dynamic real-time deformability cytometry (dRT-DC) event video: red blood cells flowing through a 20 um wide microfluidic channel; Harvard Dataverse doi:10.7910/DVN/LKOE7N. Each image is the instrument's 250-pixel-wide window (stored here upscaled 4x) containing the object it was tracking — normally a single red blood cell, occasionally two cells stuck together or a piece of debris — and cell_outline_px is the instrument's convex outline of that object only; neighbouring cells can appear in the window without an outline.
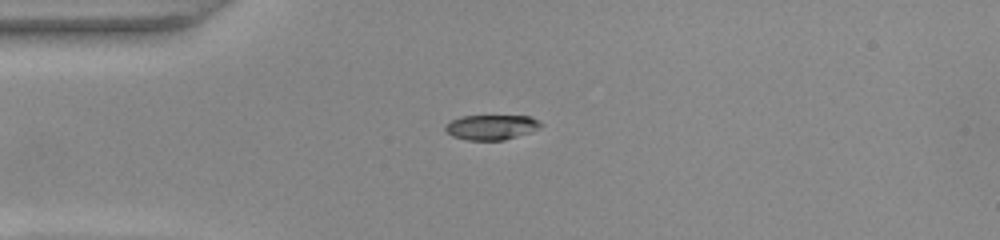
{"species": "common noctule bat (a hibernating species)", "species_latin": "Nyctalus noctula", "temperature_condition": "warm", "stored_images_in_passage": 13, "camera_frame_rate_fps": 3000, "um_per_image_px": 0.085, "animal": {"sex": "female", "body_mass_g": 22.0, "forearm_length_mm": 56.7}, "frame": {"image": 1, "passage_image": 1, "time_ms": 0.0, "image_size_px": [1000, 240], "cell_outline_px": [[544, 124], [540, 128], [532, 132], [504, 140], [468, 140], [452, 136], [444, 128], [444, 124], [460, 116], [532, 116], [540, 120]], "centroid_in_image_um": [41.81, 10.8], "position_along_channel_um": 43.2, "area_um2": 14.1}}
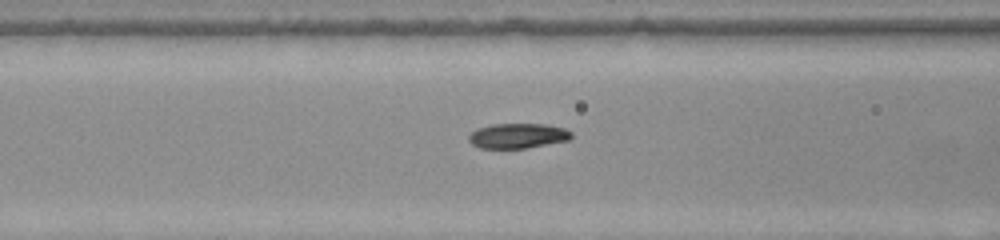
{"frame": {"image": 2, "passage_image": 9, "time_ms": 2.667, "image_size_px": [1000, 240], "cell_outline_px": [[572, 136], [568, 140], [528, 148], [480, 148], [472, 144], [468, 140], [468, 136], [476, 128], [492, 124], [548, 124], [564, 128], [572, 132]], "centroid_in_image_um": [44.0, 11.54], "position_along_channel_um": 122.6, "area_um2": 15.03}}
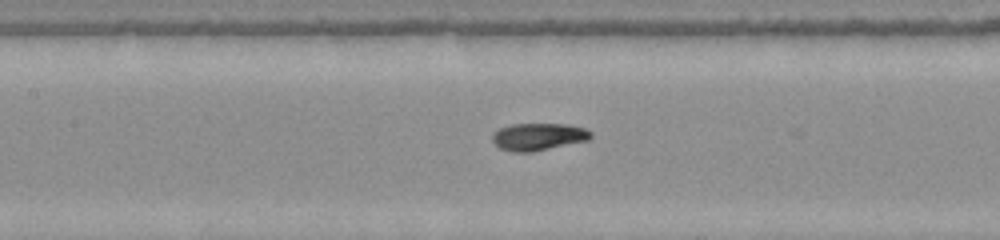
{"frame": {"image": 3, "passage_image": 12, "time_ms": 3.667, "image_size_px": [1000, 240], "cell_outline_px": [[592, 136], [588, 140], [532, 152], [512, 152], [500, 148], [492, 140], [492, 136], [500, 128], [512, 124], [568, 124], [588, 128], [592, 132]], "centroid_in_image_um": [45.8, 11.61], "position_along_channel_um": 161.6, "area_um2": 15.66}}